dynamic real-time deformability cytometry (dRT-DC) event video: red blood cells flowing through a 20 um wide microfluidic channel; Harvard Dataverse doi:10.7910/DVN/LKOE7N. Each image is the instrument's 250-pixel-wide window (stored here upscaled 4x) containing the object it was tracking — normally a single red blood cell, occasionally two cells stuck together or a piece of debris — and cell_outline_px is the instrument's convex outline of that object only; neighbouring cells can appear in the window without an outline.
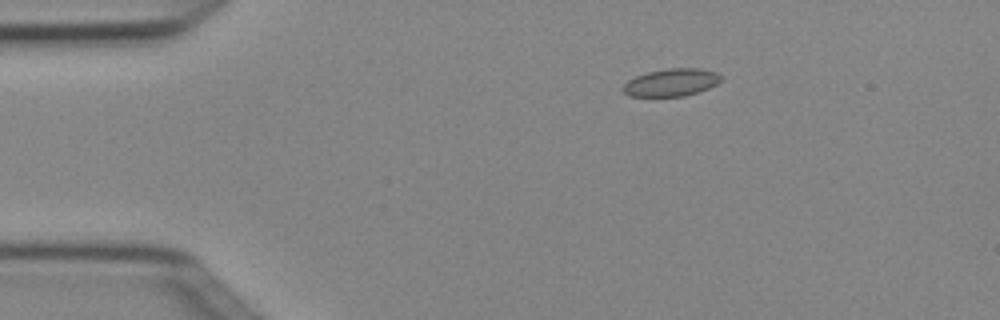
{"species": "Egyptian fruit bat (a non-hibernating species)", "species_latin": "Rousettus aegyptiacus", "temperature_condition": "cold", "stored_images_in_passage": 5, "camera_frame_rate_fps": 3000, "um_per_image_px": 0.085, "animal": {"sex": "female"}, "frame": {"image": 1, "passage_image": 3, "time_ms": 0.667, "image_size_px": [1000, 320], "cell_outline_px": [[724, 80], [700, 92], [684, 96], [628, 96], [620, 88], [628, 80], [636, 76], [648, 72], [668, 68], [700, 68], [716, 72], [724, 76]], "centroid_in_image_um": [57.1, 7.0], "position_along_channel_um": 27.9, "area_um2": 15.95}}